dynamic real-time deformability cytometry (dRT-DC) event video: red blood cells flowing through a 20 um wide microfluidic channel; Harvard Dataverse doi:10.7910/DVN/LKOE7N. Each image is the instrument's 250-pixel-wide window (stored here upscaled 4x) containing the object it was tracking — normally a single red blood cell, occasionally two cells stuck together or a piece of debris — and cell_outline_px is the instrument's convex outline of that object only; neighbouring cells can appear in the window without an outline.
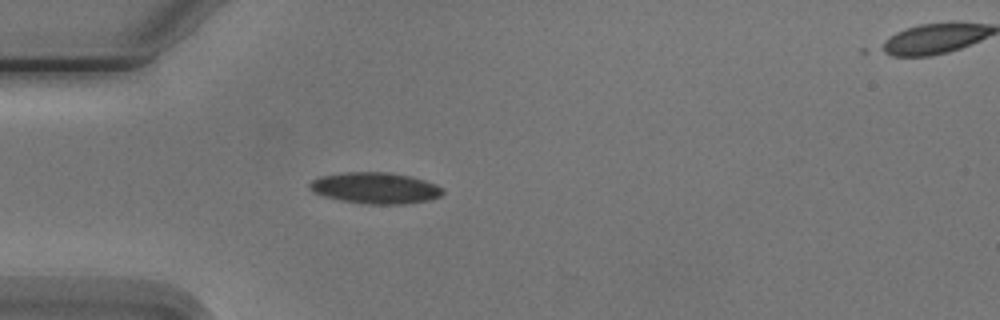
{"species": "Egyptian fruit bat (a non-hibernating species)", "species_latin": "Rousettus aegyptiacus", "temperature_condition": "cold", "stored_images_in_passage": 5, "segment_of_instrument_passage": [1, 2], "camera_frame_rate_fps": 3000, "um_per_image_px": 0.085, "animal": {"sex": "male"}, "frame": {"image": 1, "passage_image": 4, "time_ms": 3.667, "image_size_px": [1000, 320], "cell_outline_px": [[444, 192], [440, 196], [428, 200], [404, 204], [364, 204], [340, 200], [324, 196], [312, 192], [308, 188], [308, 184], [312, 180], [320, 176], [348, 172], [388, 172], [408, 176], [424, 180], [436, 184]], "centroid_in_image_um": [31.85, 15.98], "position_along_channel_um": 53.1, "area_um2": 24.16}}